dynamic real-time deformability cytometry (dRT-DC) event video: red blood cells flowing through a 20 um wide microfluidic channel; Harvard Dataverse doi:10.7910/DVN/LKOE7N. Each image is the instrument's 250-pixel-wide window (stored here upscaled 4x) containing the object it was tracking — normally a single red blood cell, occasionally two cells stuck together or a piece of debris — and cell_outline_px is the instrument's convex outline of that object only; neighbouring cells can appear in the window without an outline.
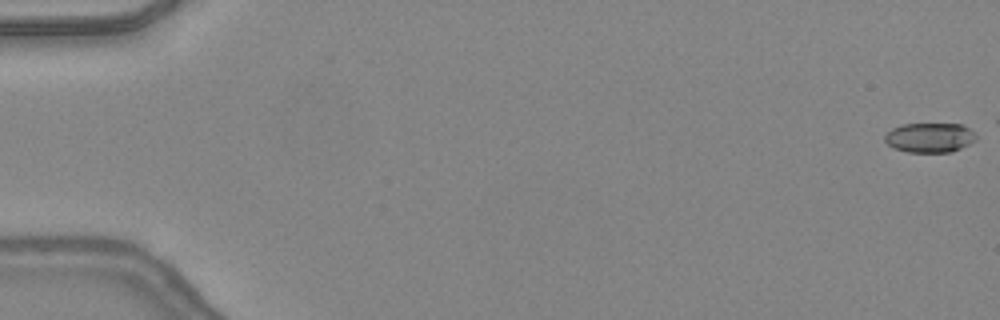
{"species": "common noctule bat (a hibernating species)", "species_latin": "Nyctalus noctula", "temperature_condition": "warm", "stored_images_in_passage": 40, "camera_frame_rate_fps": 3000, "um_per_image_px": 0.085, "animal": {"sex": "female", "body_mass_g": 24.6, "forearm_length_mm": 56.2}, "frame": {"image": 1, "passage_image": 1, "time_ms": 0.0, "image_size_px": [1000, 320], "cell_outline_px": [[976, 140], [952, 152], [908, 152], [896, 148], [888, 144], [884, 140], [884, 136], [892, 128], [904, 124], [960, 124], [968, 128], [976, 136]], "centroid_in_image_um": [79.01, 11.7], "position_along_channel_um": 6.0, "area_um2": 15.55}}
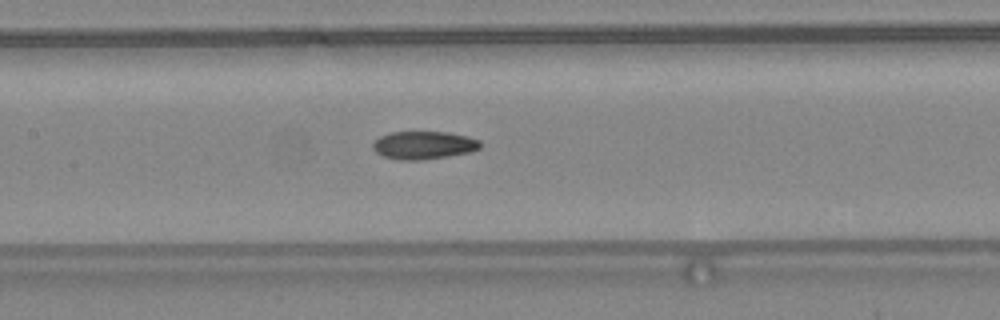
{"frame": {"image": 2, "passage_image": 24, "time_ms": 7.667, "image_size_px": [1000, 320], "cell_outline_px": [[480, 148], [472, 152], [448, 156], [420, 160], [400, 160], [384, 156], [376, 152], [372, 148], [372, 144], [380, 136], [388, 132], [448, 132], [468, 136], [480, 140]], "centroid_in_image_um": [36.02, 12.33], "position_along_channel_um": 171.4, "area_um2": 17.57}}
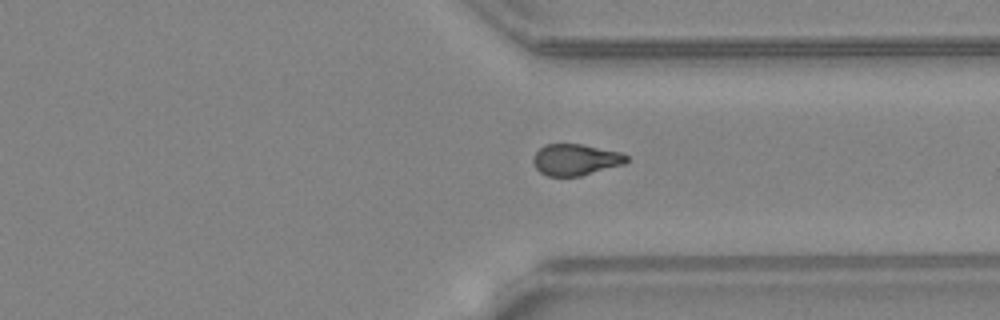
{"frame": {"image": 3, "passage_image": 37, "time_ms": 12.0, "image_size_px": [1000, 320], "cell_outline_px": [[628, 160], [624, 164], [580, 176], [548, 176], [540, 172], [536, 168], [532, 160], [532, 156], [544, 144], [584, 144], [620, 152], [628, 156]], "centroid_in_image_um": [48.91, 13.56], "position_along_channel_um": 362.5, "area_um2": 17.11}}